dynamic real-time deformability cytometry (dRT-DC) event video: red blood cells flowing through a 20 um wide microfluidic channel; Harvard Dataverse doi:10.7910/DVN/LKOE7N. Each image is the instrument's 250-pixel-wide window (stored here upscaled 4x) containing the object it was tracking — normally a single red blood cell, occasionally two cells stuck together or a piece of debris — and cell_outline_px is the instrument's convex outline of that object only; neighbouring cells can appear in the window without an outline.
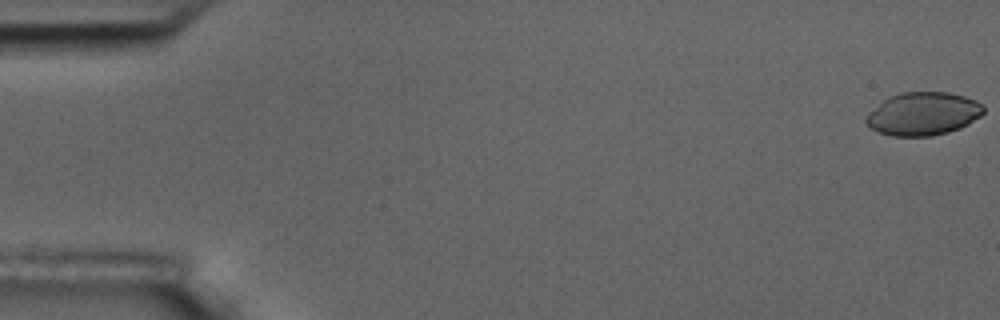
{"species": "common noctule bat (a hibernating species)", "species_latin": "Nyctalus noctula", "temperature_condition": "room temperature", "stored_images_in_passage": 7, "camera_frame_rate_fps": 3000, "um_per_image_px": 0.085, "animal": {"sex": "male", "body_mass_g": 17.5, "forearm_length_mm": 52.3}, "frame": {"image": 1, "passage_image": 1, "time_ms": 0.0, "image_size_px": [1000, 320], "cell_outline_px": [[984, 112], [980, 116], [968, 124], [960, 128], [948, 132], [932, 136], [892, 136], [876, 132], [864, 120], [868, 112], [888, 96], [900, 92], [948, 92], [964, 96], [976, 100], [984, 104]], "centroid_in_image_um": [78.46, 9.67], "position_along_channel_um": 6.5, "area_um2": 29.77}}
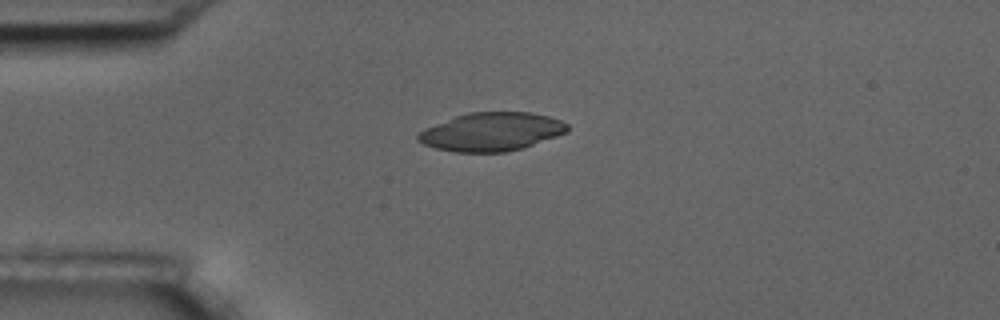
{"frame": {"image": 2, "passage_image": 5, "time_ms": 4.667, "image_size_px": [1000, 320], "cell_outline_px": [[568, 132], [524, 148], [504, 152], [452, 152], [436, 148], [424, 144], [416, 140], [416, 136], [424, 128], [456, 116], [468, 112], [532, 112], [548, 116], [560, 120], [568, 124]], "centroid_in_image_um": [41.78, 11.2], "position_along_channel_um": 43.2, "area_um2": 33.52}}